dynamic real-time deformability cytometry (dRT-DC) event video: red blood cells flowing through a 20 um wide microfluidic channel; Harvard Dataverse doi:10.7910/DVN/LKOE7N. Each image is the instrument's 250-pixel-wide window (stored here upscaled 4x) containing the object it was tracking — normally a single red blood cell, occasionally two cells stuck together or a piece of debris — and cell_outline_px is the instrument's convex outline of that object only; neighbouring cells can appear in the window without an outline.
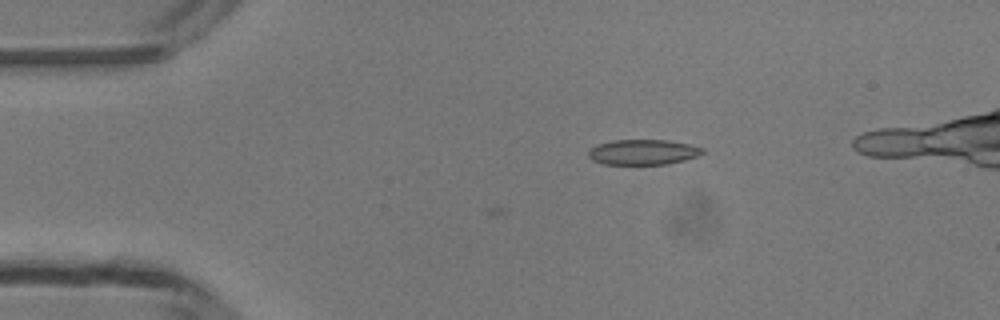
{"species": "common noctule bat (a hibernating species)", "species_latin": "Nyctalus noctula", "temperature_condition": "room temperature", "stored_images_in_passage": 4, "camera_frame_rate_fps": 3000, "um_per_image_px": 0.085, "animal": {"sex": "male", "body_mass_g": 13.3}, "frame": {"image": 1, "passage_image": 1, "time_ms": 0.0, "image_size_px": [1000, 320], "cell_outline_px": [[704, 152], [696, 156], [684, 160], [668, 164], [604, 164], [592, 160], [588, 156], [588, 152], [592, 148], [600, 144], [612, 140], [668, 140], [688, 144], [704, 148]], "centroid_in_image_um": [54.66, 12.93], "position_along_channel_um": 30.3, "area_um2": 16.65}}